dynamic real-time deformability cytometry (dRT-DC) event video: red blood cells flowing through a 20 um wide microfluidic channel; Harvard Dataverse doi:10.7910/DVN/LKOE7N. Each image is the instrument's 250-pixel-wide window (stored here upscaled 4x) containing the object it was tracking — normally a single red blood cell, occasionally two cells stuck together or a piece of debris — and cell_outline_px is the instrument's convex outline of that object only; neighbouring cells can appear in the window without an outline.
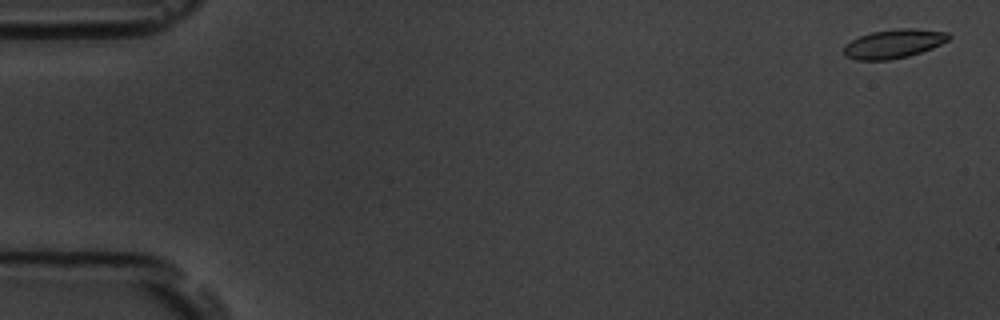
{"species": "common noctule bat (a hibernating species)", "species_latin": "Nyctalus noctula", "temperature_condition": "room temperature", "stored_images_in_passage": 14, "camera_frame_rate_fps": 3000, "um_per_image_px": 0.085, "animal": {"sex": "male", "body_mass_g": 19.5, "forearm_length_mm": 54.6}, "frame": {"image": 1, "passage_image": 2, "time_ms": 0.333, "image_size_px": [1000, 320], "cell_outline_px": [[952, 36], [948, 40], [932, 48], [908, 56], [888, 60], [856, 60], [844, 56], [844, 44], [860, 36], [872, 32], [900, 28], [916, 28], [948, 32]], "centroid_in_image_um": [75.96, 3.71], "position_along_channel_um": 9.0, "area_um2": 17.69}}